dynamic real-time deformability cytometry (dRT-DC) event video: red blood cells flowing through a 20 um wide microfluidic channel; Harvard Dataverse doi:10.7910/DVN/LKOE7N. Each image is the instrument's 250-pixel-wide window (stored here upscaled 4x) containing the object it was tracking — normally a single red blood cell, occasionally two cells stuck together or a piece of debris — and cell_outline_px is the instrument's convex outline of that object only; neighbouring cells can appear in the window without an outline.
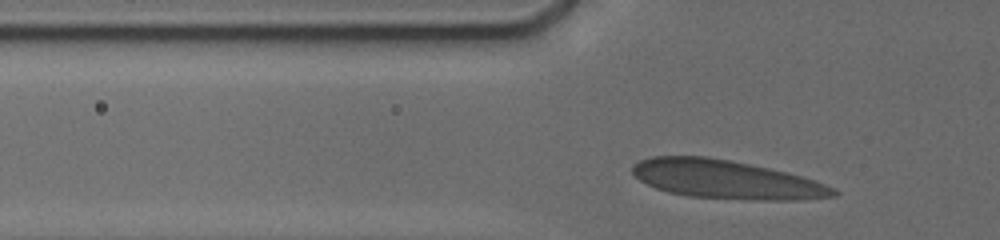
{"species": "human", "species_latin": "Homo sapiens", "temperature_condition": "cold", "stored_images_in_passage": 46, "camera_frame_rate_fps": 3000, "um_per_image_px": 0.085, "donor": {"sex": "male"}, "frame": {"image": 1, "passage_image": 5, "time_ms": 1.0, "image_size_px": [1000, 240], "cell_outline_px": [[840, 192], [836, 196], [804, 200], [760, 200], [688, 196], [668, 192], [656, 188], [640, 180], [632, 172], [632, 164], [640, 160], [652, 156], [708, 156], [768, 168], [800, 176], [836, 188]], "centroid_in_image_um": [61.72, 15.26], "position_along_channel_um": 64.1, "area_um2": 44.91}}
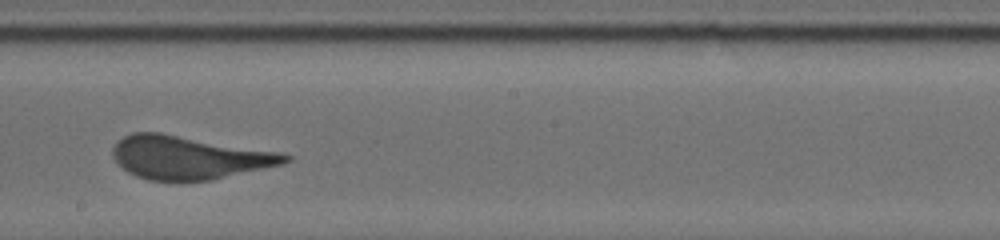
{"frame": {"image": 2, "passage_image": 30, "time_ms": 5.667, "image_size_px": [1000, 240], "cell_outline_px": [[292, 160], [284, 164], [212, 180], [180, 184], [176, 184], [148, 180], [136, 176], [128, 172], [116, 164], [112, 156], [112, 148], [124, 136], [132, 132], [160, 132], [280, 152], [292, 156]], "centroid_in_image_um": [16.04, 13.43], "position_along_channel_um": 232.2, "area_um2": 44.51}}
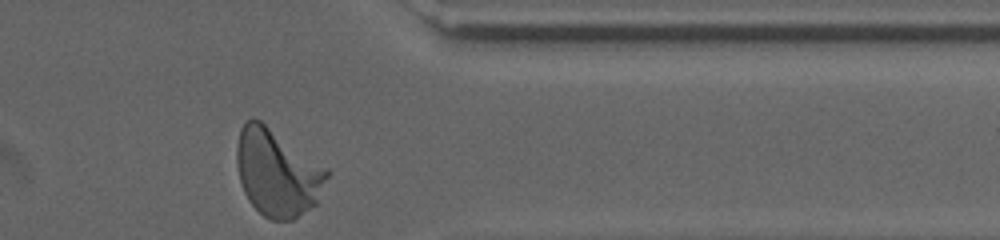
{"frame": {"image": 3, "passage_image": 46, "time_ms": 10.0, "image_size_px": [1000, 240], "cell_outline_px": [[332, 172], [316, 204], [292, 220], [272, 220], [264, 216], [248, 200], [244, 192], [240, 180], [236, 164], [236, 144], [240, 128], [248, 120], [260, 120], [328, 168]], "centroid_in_image_um": [23.59, 14.68], "position_along_channel_um": 387.8, "area_um2": 45.78}, "authors_computed_cell_mechanics": {"area_um2": 43.639, "velocity_mm_per_s": 3.7512, "shape_relaxation_time_tau1_ms": 8.7016, "shape_relaxation_time_tau2_ms": null, "deformation_change_tau1": 0.2268, "deformation_change_tau2": null}}